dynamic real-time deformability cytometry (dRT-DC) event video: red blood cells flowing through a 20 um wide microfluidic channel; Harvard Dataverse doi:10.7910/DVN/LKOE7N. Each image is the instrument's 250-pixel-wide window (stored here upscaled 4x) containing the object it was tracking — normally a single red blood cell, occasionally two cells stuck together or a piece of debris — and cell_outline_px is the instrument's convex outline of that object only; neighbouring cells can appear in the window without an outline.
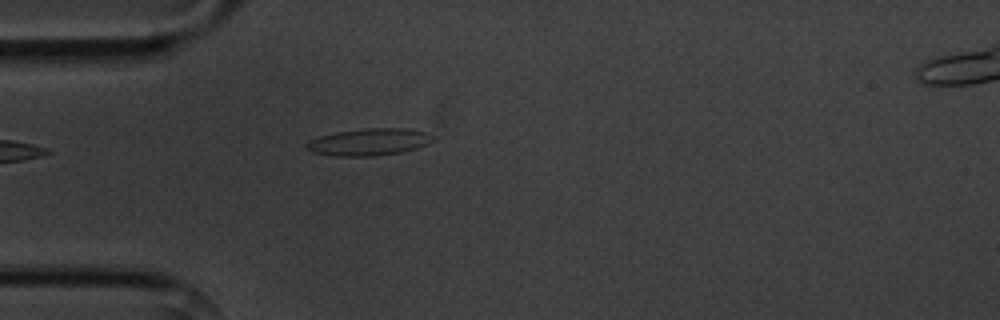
{"species": "common noctule bat (a hibernating species)", "species_latin": "Nyctalus noctula", "temperature_condition": "cold", "stored_images_in_passage": 3, "camera_frame_rate_fps": 3000, "um_per_image_px": 0.085, "animal": {"sex": "male", "body_mass_g": 20.1, "forearm_length_mm": 53.5}, "frame": {"image": 1, "passage_image": 3, "time_ms": 2.333, "image_size_px": [1000, 320], "cell_outline_px": [[436, 140], [428, 144], [416, 148], [400, 152], [376, 156], [336, 156], [312, 152], [304, 148], [304, 144], [308, 140], [320, 136], [336, 132], [368, 128], [404, 128], [424, 132], [436, 136]], "centroid_in_image_um": [31.36, 12.07], "position_along_channel_um": 53.6, "area_um2": 20.06}}